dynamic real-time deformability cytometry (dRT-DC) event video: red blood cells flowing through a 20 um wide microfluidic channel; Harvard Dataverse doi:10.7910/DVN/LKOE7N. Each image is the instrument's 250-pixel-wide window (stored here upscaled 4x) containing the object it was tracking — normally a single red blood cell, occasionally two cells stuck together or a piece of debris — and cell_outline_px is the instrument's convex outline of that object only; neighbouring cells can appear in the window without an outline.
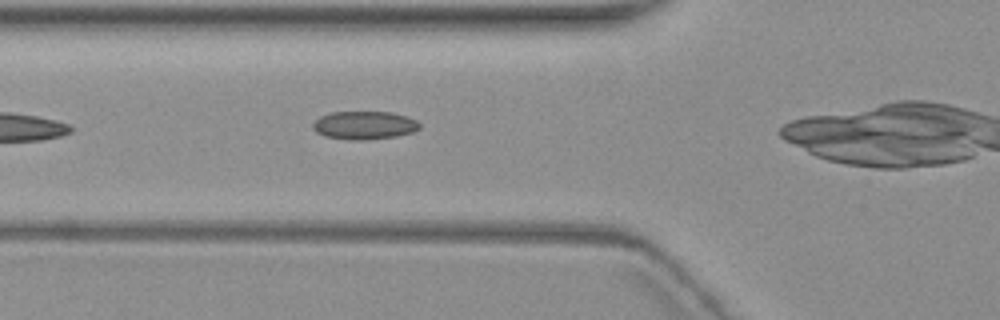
{"species": "common noctule bat (a hibernating species)", "species_latin": "Nyctalus noctula", "temperature_condition": "warm", "stored_images_in_passage": 4, "camera_frame_rate_fps": 3000, "um_per_image_px": 0.085, "animal": {"sex": "female", "body_mass_g": 19.3, "forearm_length_mm": 54.1}, "frame": {"image": 1, "passage_image": 3, "time_ms": 2.667, "image_size_px": [1000, 320], "cell_outline_px": [[420, 128], [412, 132], [396, 136], [364, 140], [348, 140], [324, 136], [316, 132], [312, 128], [312, 124], [320, 116], [332, 112], [392, 112], [416, 120], [420, 124]], "centroid_in_image_um": [30.94, 10.65], "position_along_channel_um": 94.9, "area_um2": 17.51}}